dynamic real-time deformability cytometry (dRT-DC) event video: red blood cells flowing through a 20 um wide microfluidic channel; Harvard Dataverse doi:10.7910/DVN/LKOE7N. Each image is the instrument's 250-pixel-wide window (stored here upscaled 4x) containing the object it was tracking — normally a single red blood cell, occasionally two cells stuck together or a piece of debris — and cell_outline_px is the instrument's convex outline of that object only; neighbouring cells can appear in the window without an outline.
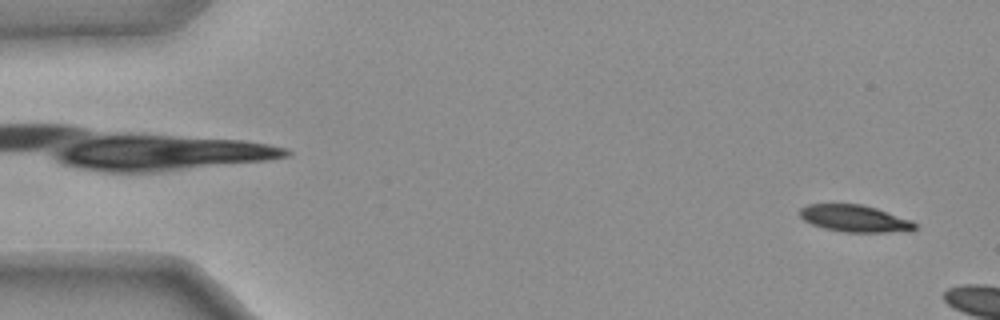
{"species": "common noctule bat (a hibernating species)", "species_latin": "Nyctalus noctula", "temperature_condition": "warm", "stored_images_in_passage": 6, "camera_frame_rate_fps": 3000, "um_per_image_px": 0.085, "animal": {"sex": "female", "body_mass_g": 25.1}, "frame": {"image": 1, "passage_image": 2, "time_ms": 0.333, "image_size_px": [1000, 320], "cell_outline_px": [[916, 228], [912, 232], [844, 232], [824, 228], [812, 224], [804, 220], [800, 216], [800, 208], [808, 204], [860, 204], [876, 208], [912, 220], [916, 224]], "centroid_in_image_um": [72.69, 18.58], "position_along_channel_um": 12.3, "area_um2": 18.15}}